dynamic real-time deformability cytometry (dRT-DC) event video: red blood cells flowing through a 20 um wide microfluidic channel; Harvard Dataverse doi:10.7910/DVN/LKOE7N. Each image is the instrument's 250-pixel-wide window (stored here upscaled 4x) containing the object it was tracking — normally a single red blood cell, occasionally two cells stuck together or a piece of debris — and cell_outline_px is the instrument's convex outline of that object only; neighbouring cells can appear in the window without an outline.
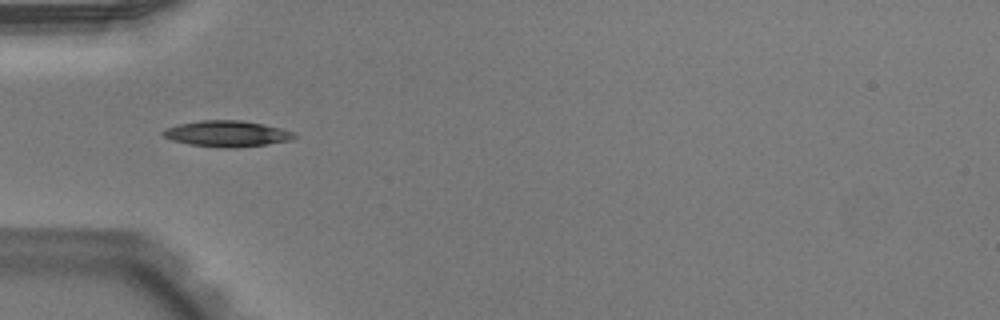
{"species": "Egyptian fruit bat (a non-hibernating species)", "species_latin": "Rousettus aegyptiacus", "temperature_condition": "warm", "stored_images_in_passage": 37, "camera_frame_rate_fps": 3000, "um_per_image_px": 0.085, "animal": {"sex": "male"}, "frame": {"image": 1, "passage_image": 2, "time_ms": 0.333, "image_size_px": [1000, 320], "cell_outline_px": [[296, 136], [292, 140], [264, 144], [232, 148], [224, 148], [192, 144], [172, 140], [164, 136], [160, 132], [168, 128], [180, 124], [200, 120], [240, 120], [264, 124], [280, 128], [292, 132]], "centroid_in_image_um": [19.29, 11.36], "position_along_channel_um": 65.7, "area_um2": 19.54}}
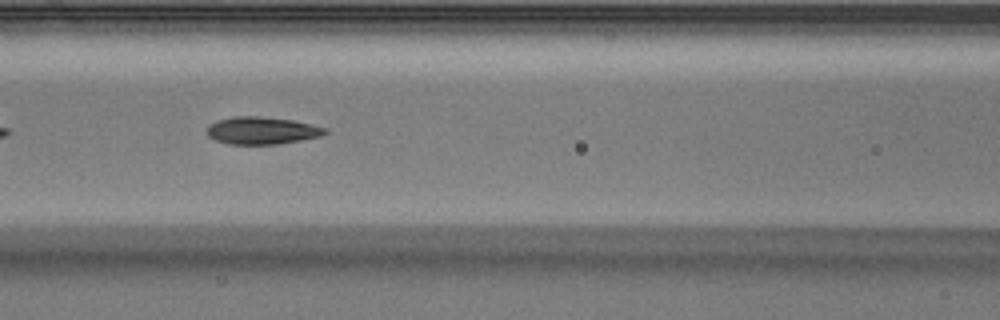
{"frame": {"image": 2, "passage_image": 8, "time_ms": 2.333, "image_size_px": [1000, 320], "cell_outline_px": [[328, 132], [320, 136], [300, 140], [276, 144], [228, 144], [216, 140], [208, 136], [208, 124], [232, 116], [260, 116], [292, 120], [328, 128]], "centroid_in_image_um": [22.26, 11.09], "position_along_channel_um": 144.3, "area_um2": 18.73}}
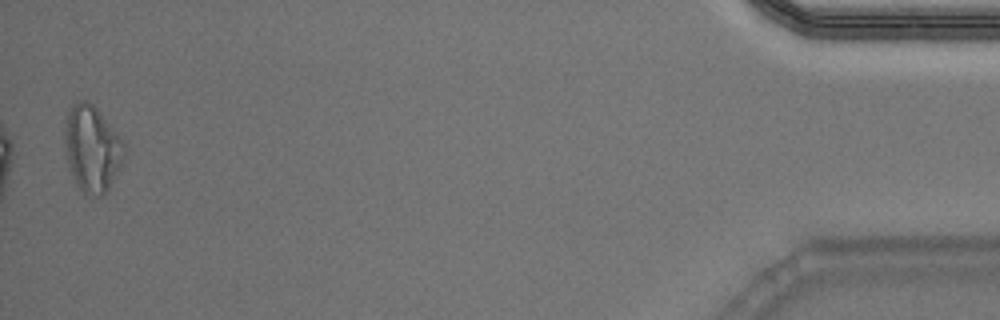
{"frame": {"image": 3, "passage_image": 36, "time_ms": 11.667, "image_size_px": [1000, 320], "cell_outline_px": [[124, 156], [120, 168], [108, 188], [100, 196], [88, 196], [80, 188], [72, 172], [68, 160], [64, 140], [64, 128], [68, 112], [72, 104], [76, 100], [84, 100], [92, 104], [96, 108], [124, 140]], "centroid_in_image_um": [7.83, 12.6], "position_along_channel_um": 427.4, "area_um2": 29.48}, "authors_computed_cell_mechanics": {"area_um2": 19.1318, "velocity_mm_per_s": 3.9481, "shape_relaxation_time_tau1_ms": 3.9751, "shape_relaxation_time_tau2_ms": 2.1828, "deformation_change_tau1": 0.1462, "deformation_change_tau2": 0.1104}}